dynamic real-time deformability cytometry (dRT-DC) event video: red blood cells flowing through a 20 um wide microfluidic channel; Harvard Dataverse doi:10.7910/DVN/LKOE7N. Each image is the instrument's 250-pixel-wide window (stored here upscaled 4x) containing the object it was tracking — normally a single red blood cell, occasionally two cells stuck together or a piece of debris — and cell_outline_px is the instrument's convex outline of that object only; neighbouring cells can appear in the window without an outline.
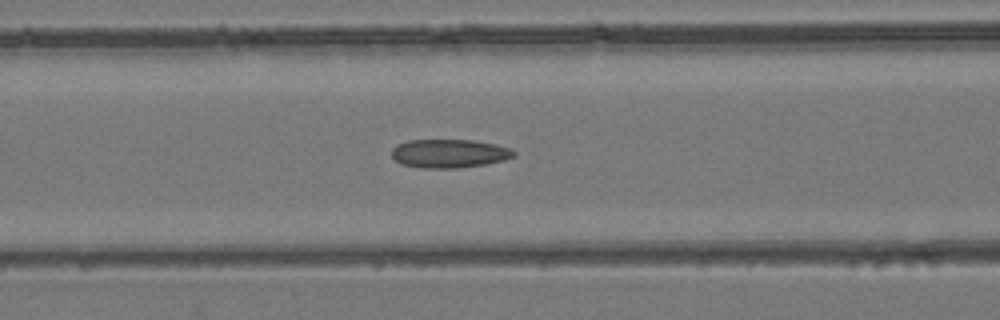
{"species": "common noctule bat (a hibernating species)", "species_latin": "Nyctalus noctula", "temperature_condition": "room temperature", "stored_images_in_passage": 35, "camera_frame_rate_fps": 3000, "um_per_image_px": 0.085, "animal": {"sex": "female", "body_mass_g": 24.6, "forearm_length_mm": 56.2}, "frame": {"image": 1, "passage_image": 8, "time_ms": 2.333, "image_size_px": [1000, 320], "cell_outline_px": [[516, 156], [504, 160], [484, 164], [456, 168], [420, 168], [400, 164], [392, 156], [392, 148], [396, 144], [408, 140], [472, 140], [496, 144], [508, 148], [516, 152]], "centroid_in_image_um": [38.16, 13.04], "position_along_channel_um": 128.4, "area_um2": 20.4}}
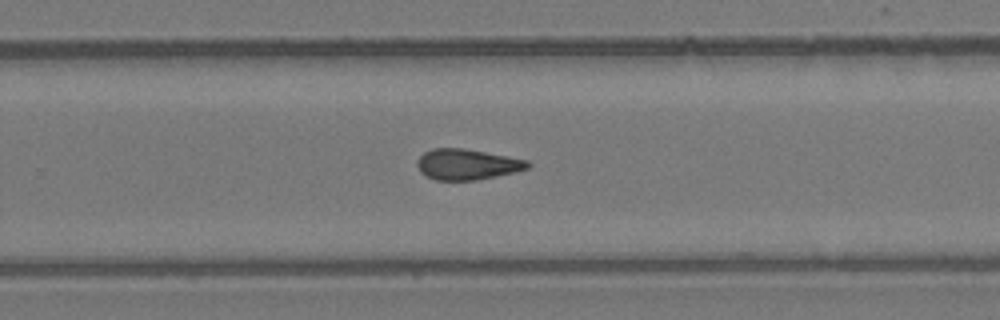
{"frame": {"image": 2, "passage_image": 19, "time_ms": 6.0, "image_size_px": [1000, 320], "cell_outline_px": [[532, 164], [528, 168], [512, 172], [476, 180], [436, 180], [420, 172], [416, 164], [420, 156], [424, 152], [432, 148], [464, 148], [508, 156], [528, 160]], "centroid_in_image_um": [39.69, 13.96], "position_along_channel_um": 290.1, "area_um2": 19.65}}
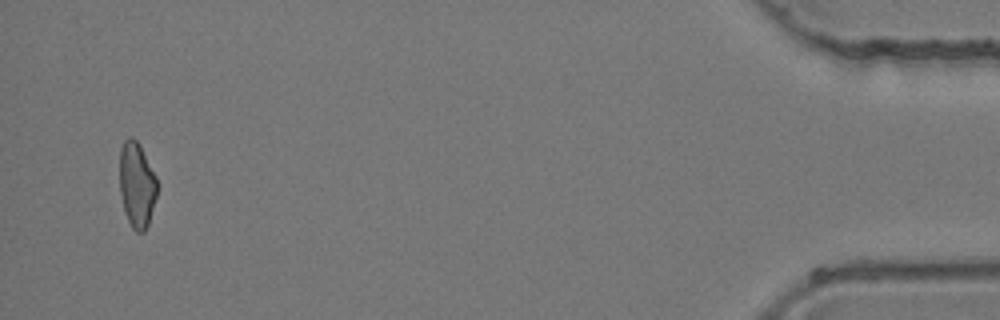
{"frame": {"image": 3, "passage_image": 34, "time_ms": 11.0, "image_size_px": [1000, 320], "cell_outline_px": [[156, 196], [148, 224], [144, 232], [136, 232], [132, 228], [124, 212], [120, 192], [120, 148], [124, 140], [128, 136], [132, 136], [140, 144], [156, 176]], "centroid_in_image_um": [11.61, 15.68], "position_along_channel_um": 423.6, "area_um2": 18.67}}